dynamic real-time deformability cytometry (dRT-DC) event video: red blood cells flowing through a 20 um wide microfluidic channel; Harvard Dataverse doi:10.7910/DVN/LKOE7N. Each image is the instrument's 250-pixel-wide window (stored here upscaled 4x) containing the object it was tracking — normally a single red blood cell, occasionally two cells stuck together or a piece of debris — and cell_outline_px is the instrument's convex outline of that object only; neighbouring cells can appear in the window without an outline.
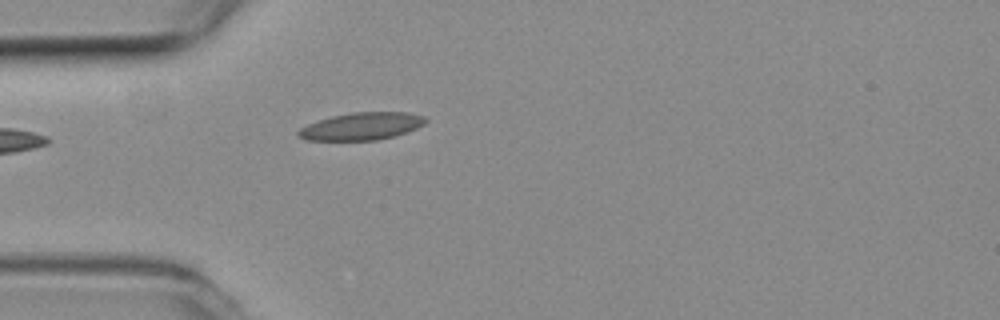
{"species": "common noctule bat (a hibernating species)", "species_latin": "Nyctalus noctula", "temperature_condition": "room temperature", "stored_images_in_passage": 39, "camera_frame_rate_fps": 3000, "um_per_image_px": 0.085, "animal": {"sex": "female", "body_mass_g": 19.3, "forearm_length_mm": 54.1}, "frame": {"image": 1, "passage_image": 1, "time_ms": 0.0, "image_size_px": [1000, 320], "cell_outline_px": [[428, 120], [424, 124], [416, 128], [380, 140], [304, 140], [296, 136], [296, 132], [300, 128], [308, 124], [332, 116], [352, 112], [408, 112], [424, 116]], "centroid_in_image_um": [30.71, 10.73], "position_along_channel_um": 54.3, "area_um2": 20.29}}
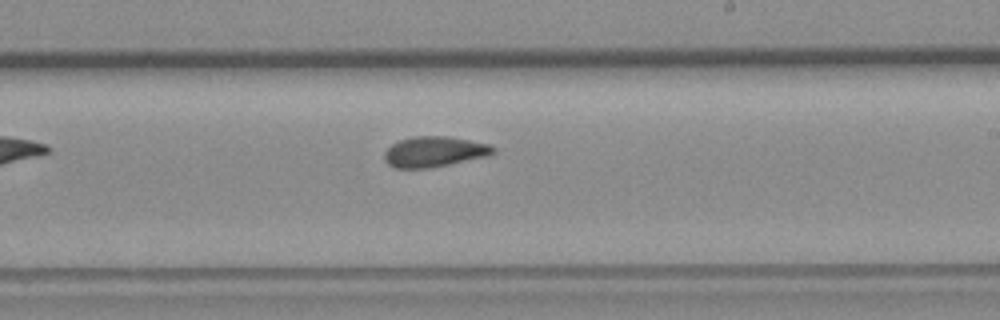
{"frame": {"image": 2, "passage_image": 17, "time_ms": 5.333, "image_size_px": [1000, 320], "cell_outline_px": [[496, 152], [488, 156], [428, 168], [396, 168], [388, 164], [384, 160], [384, 152], [392, 144], [400, 140], [412, 136], [448, 136], [488, 144], [496, 148]], "centroid_in_image_um": [36.9, 12.89], "position_along_channel_um": 252.1, "area_um2": 19.25}}
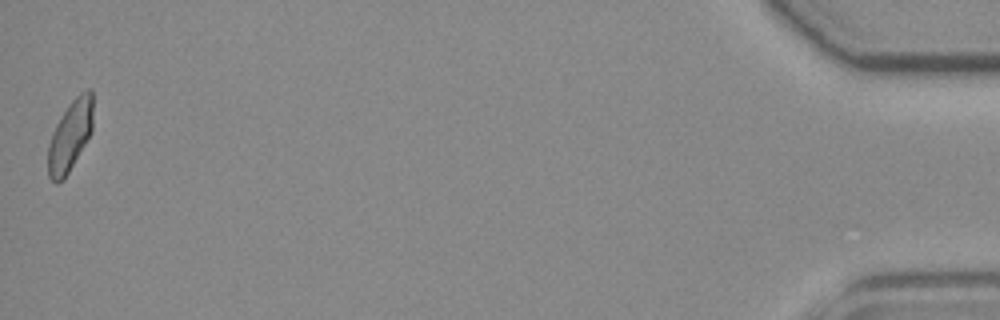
{"frame": {"image": 3, "passage_image": 39, "time_ms": 12.667, "image_size_px": [1000, 320], "cell_outline_px": [[92, 132], [64, 180], [56, 184], [48, 176], [48, 144], [52, 132], [56, 124], [68, 104], [80, 92], [88, 88], [92, 88]], "centroid_in_image_um": [5.95, 11.54], "position_along_channel_um": 429.2, "area_um2": 18.67}, "authors_computed_cell_mechanics": {"area_um2": 19.074, "velocity_mm_per_s": 3.8161, "shape_relaxation_time_tau1_ms": null, "shape_relaxation_time_tau2_ms": 3.7984, "deformation_change_tau1": null, "deformation_change_tau2": 0.1019}}